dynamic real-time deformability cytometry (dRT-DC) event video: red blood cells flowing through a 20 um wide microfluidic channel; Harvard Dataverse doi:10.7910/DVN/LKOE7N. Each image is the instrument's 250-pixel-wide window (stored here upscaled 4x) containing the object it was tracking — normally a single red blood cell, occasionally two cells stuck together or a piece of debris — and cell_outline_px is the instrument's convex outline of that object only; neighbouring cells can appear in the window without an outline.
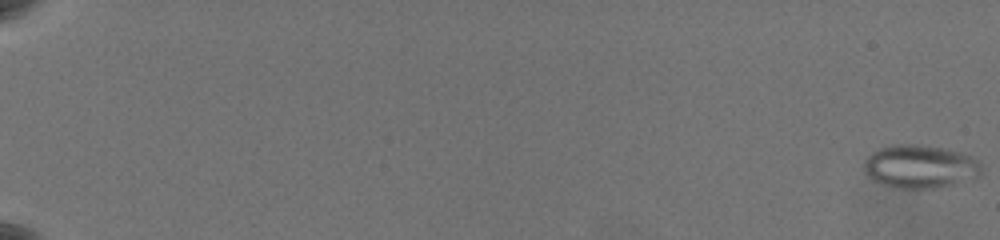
{"species": "common noctule bat (a hibernating species)", "species_latin": "Nyctalus noctula", "temperature_condition": "warm", "stored_images_in_passage": 64, "camera_frame_rate_fps": 3000, "um_per_image_px": 0.085, "animal": {"sex": "female", "body_mass_g": 19.5, "forearm_length_mm": 54.1}, "frame": {"image": 1, "passage_image": 1, "time_ms": 0.0, "image_size_px": [1000, 240], "cell_outline_px": [[980, 176], [952, 184], [936, 188], [900, 188], [880, 184], [872, 180], [864, 172], [864, 160], [872, 152], [880, 148], [892, 144], [916, 144], [944, 148], [964, 152], [980, 160]], "centroid_in_image_um": [78.2, 14.14], "position_along_channel_um": 6.8, "area_um2": 29.82}}
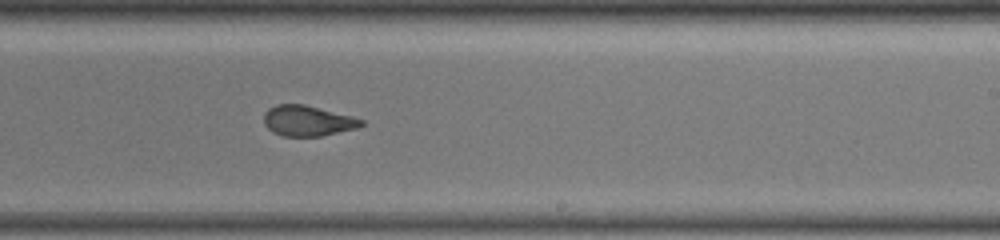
{"frame": {"image": 2, "passage_image": 43, "time_ms": 14.0, "image_size_px": [1000, 240], "cell_outline_px": [[364, 124], [356, 128], [320, 136], [280, 136], [272, 132], [264, 124], [264, 112], [268, 108], [276, 104], [304, 104], [352, 116], [364, 120]], "centroid_in_image_um": [26.11, 10.26], "position_along_channel_um": 262.9, "area_um2": 17.34}}
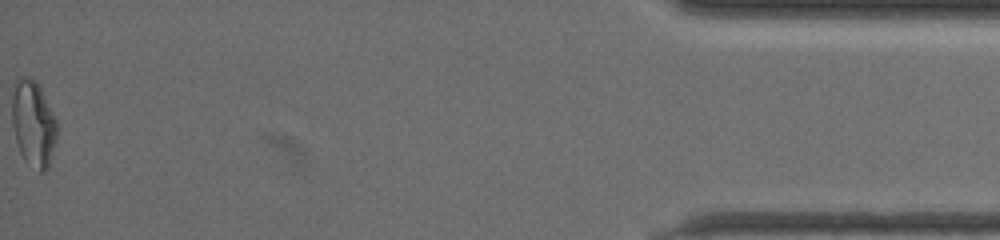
{"frame": {"image": 3, "passage_image": 64, "time_ms": 21.0, "image_size_px": [1000, 240], "cell_outline_px": [[56, 136], [48, 168], [44, 172], [40, 172], [24, 160], [20, 152], [16, 140], [12, 124], [12, 96], [16, 80], [20, 76], [28, 76], [36, 80], [56, 120]], "centroid_in_image_um": [2.81, 10.49], "position_along_channel_um": 432.4, "area_um2": 22.25}, "authors_computed_cell_mechanics": {"area_um2": 21.2993, "velocity_mm_per_s": 3.5522, "shape_relaxation_time_tau1_ms": null, "shape_relaxation_time_tau2_ms": 1.558, "deformation_change_tau1": null, "deformation_change_tau2": 0.0929}}